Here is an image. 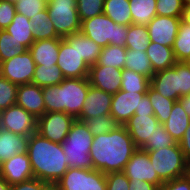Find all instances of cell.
Returning a JSON list of instances; mask_svg holds the SVG:
<instances>
[{"label":"cell","mask_w":190,"mask_h":190,"mask_svg":"<svg viewBox=\"0 0 190 190\" xmlns=\"http://www.w3.org/2000/svg\"><path fill=\"white\" fill-rule=\"evenodd\" d=\"M77 33L60 41L57 65L65 78H88L90 67L77 51Z\"/></svg>","instance_id":"obj_8"},{"label":"cell","mask_w":190,"mask_h":190,"mask_svg":"<svg viewBox=\"0 0 190 190\" xmlns=\"http://www.w3.org/2000/svg\"><path fill=\"white\" fill-rule=\"evenodd\" d=\"M80 21L103 13L105 0H76Z\"/></svg>","instance_id":"obj_42"},{"label":"cell","mask_w":190,"mask_h":190,"mask_svg":"<svg viewBox=\"0 0 190 190\" xmlns=\"http://www.w3.org/2000/svg\"><path fill=\"white\" fill-rule=\"evenodd\" d=\"M80 32L101 48L107 45L125 47L128 26L116 24L102 13L81 21Z\"/></svg>","instance_id":"obj_5"},{"label":"cell","mask_w":190,"mask_h":190,"mask_svg":"<svg viewBox=\"0 0 190 190\" xmlns=\"http://www.w3.org/2000/svg\"><path fill=\"white\" fill-rule=\"evenodd\" d=\"M65 77L62 71L55 65H36L32 84L39 87L59 85Z\"/></svg>","instance_id":"obj_29"},{"label":"cell","mask_w":190,"mask_h":190,"mask_svg":"<svg viewBox=\"0 0 190 190\" xmlns=\"http://www.w3.org/2000/svg\"><path fill=\"white\" fill-rule=\"evenodd\" d=\"M178 101L182 104V107L190 117V95L183 96Z\"/></svg>","instance_id":"obj_53"},{"label":"cell","mask_w":190,"mask_h":190,"mask_svg":"<svg viewBox=\"0 0 190 190\" xmlns=\"http://www.w3.org/2000/svg\"><path fill=\"white\" fill-rule=\"evenodd\" d=\"M124 68L142 74L149 79L155 73L146 52L138 50L127 49Z\"/></svg>","instance_id":"obj_31"},{"label":"cell","mask_w":190,"mask_h":190,"mask_svg":"<svg viewBox=\"0 0 190 190\" xmlns=\"http://www.w3.org/2000/svg\"><path fill=\"white\" fill-rule=\"evenodd\" d=\"M89 87L88 78H65L59 85L42 87L45 113L65 112L77 119Z\"/></svg>","instance_id":"obj_3"},{"label":"cell","mask_w":190,"mask_h":190,"mask_svg":"<svg viewBox=\"0 0 190 190\" xmlns=\"http://www.w3.org/2000/svg\"><path fill=\"white\" fill-rule=\"evenodd\" d=\"M181 21L190 26V5L184 6Z\"/></svg>","instance_id":"obj_54"},{"label":"cell","mask_w":190,"mask_h":190,"mask_svg":"<svg viewBox=\"0 0 190 190\" xmlns=\"http://www.w3.org/2000/svg\"><path fill=\"white\" fill-rule=\"evenodd\" d=\"M103 13L116 24H132L129 0H105Z\"/></svg>","instance_id":"obj_27"},{"label":"cell","mask_w":190,"mask_h":190,"mask_svg":"<svg viewBox=\"0 0 190 190\" xmlns=\"http://www.w3.org/2000/svg\"><path fill=\"white\" fill-rule=\"evenodd\" d=\"M27 153L34 178L55 185L69 169L60 143L43 138L39 133L29 136Z\"/></svg>","instance_id":"obj_2"},{"label":"cell","mask_w":190,"mask_h":190,"mask_svg":"<svg viewBox=\"0 0 190 190\" xmlns=\"http://www.w3.org/2000/svg\"><path fill=\"white\" fill-rule=\"evenodd\" d=\"M150 86L164 98L175 101L181 98L179 95L178 75L174 67L155 72L150 78Z\"/></svg>","instance_id":"obj_21"},{"label":"cell","mask_w":190,"mask_h":190,"mask_svg":"<svg viewBox=\"0 0 190 190\" xmlns=\"http://www.w3.org/2000/svg\"><path fill=\"white\" fill-rule=\"evenodd\" d=\"M112 96L90 85L81 114L77 119L84 122L87 118L110 114Z\"/></svg>","instance_id":"obj_19"},{"label":"cell","mask_w":190,"mask_h":190,"mask_svg":"<svg viewBox=\"0 0 190 190\" xmlns=\"http://www.w3.org/2000/svg\"><path fill=\"white\" fill-rule=\"evenodd\" d=\"M63 38H52L35 41L28 49L36 65H55L58 61L60 41Z\"/></svg>","instance_id":"obj_22"},{"label":"cell","mask_w":190,"mask_h":190,"mask_svg":"<svg viewBox=\"0 0 190 190\" xmlns=\"http://www.w3.org/2000/svg\"><path fill=\"white\" fill-rule=\"evenodd\" d=\"M84 123L93 136L108 133L120 125L110 114L87 118Z\"/></svg>","instance_id":"obj_39"},{"label":"cell","mask_w":190,"mask_h":190,"mask_svg":"<svg viewBox=\"0 0 190 190\" xmlns=\"http://www.w3.org/2000/svg\"><path fill=\"white\" fill-rule=\"evenodd\" d=\"M14 4L16 13L26 16L28 19L47 8V2L44 0H16Z\"/></svg>","instance_id":"obj_43"},{"label":"cell","mask_w":190,"mask_h":190,"mask_svg":"<svg viewBox=\"0 0 190 190\" xmlns=\"http://www.w3.org/2000/svg\"><path fill=\"white\" fill-rule=\"evenodd\" d=\"M132 24L147 25L156 15V0H129Z\"/></svg>","instance_id":"obj_28"},{"label":"cell","mask_w":190,"mask_h":190,"mask_svg":"<svg viewBox=\"0 0 190 190\" xmlns=\"http://www.w3.org/2000/svg\"><path fill=\"white\" fill-rule=\"evenodd\" d=\"M75 118L65 112H48L38 118L37 133L52 142L62 144Z\"/></svg>","instance_id":"obj_12"},{"label":"cell","mask_w":190,"mask_h":190,"mask_svg":"<svg viewBox=\"0 0 190 190\" xmlns=\"http://www.w3.org/2000/svg\"><path fill=\"white\" fill-rule=\"evenodd\" d=\"M18 85L0 75V111L16 104Z\"/></svg>","instance_id":"obj_41"},{"label":"cell","mask_w":190,"mask_h":190,"mask_svg":"<svg viewBox=\"0 0 190 190\" xmlns=\"http://www.w3.org/2000/svg\"><path fill=\"white\" fill-rule=\"evenodd\" d=\"M127 48L123 46L107 45L101 49L98 61L92 66H106L124 69Z\"/></svg>","instance_id":"obj_32"},{"label":"cell","mask_w":190,"mask_h":190,"mask_svg":"<svg viewBox=\"0 0 190 190\" xmlns=\"http://www.w3.org/2000/svg\"><path fill=\"white\" fill-rule=\"evenodd\" d=\"M16 104L33 114L36 118L45 113L42 87L30 84L18 85Z\"/></svg>","instance_id":"obj_20"},{"label":"cell","mask_w":190,"mask_h":190,"mask_svg":"<svg viewBox=\"0 0 190 190\" xmlns=\"http://www.w3.org/2000/svg\"><path fill=\"white\" fill-rule=\"evenodd\" d=\"M106 190H129L130 180L123 171L105 174Z\"/></svg>","instance_id":"obj_46"},{"label":"cell","mask_w":190,"mask_h":190,"mask_svg":"<svg viewBox=\"0 0 190 190\" xmlns=\"http://www.w3.org/2000/svg\"><path fill=\"white\" fill-rule=\"evenodd\" d=\"M159 124L154 114H134L124 125L135 145L140 148L147 139H151Z\"/></svg>","instance_id":"obj_18"},{"label":"cell","mask_w":190,"mask_h":190,"mask_svg":"<svg viewBox=\"0 0 190 190\" xmlns=\"http://www.w3.org/2000/svg\"><path fill=\"white\" fill-rule=\"evenodd\" d=\"M123 172L129 180L138 181L139 179L150 182L158 187L164 183L154 170L148 152L140 148H137L133 153Z\"/></svg>","instance_id":"obj_13"},{"label":"cell","mask_w":190,"mask_h":190,"mask_svg":"<svg viewBox=\"0 0 190 190\" xmlns=\"http://www.w3.org/2000/svg\"><path fill=\"white\" fill-rule=\"evenodd\" d=\"M47 12L56 33L64 38L80 32L81 21L76 0H49Z\"/></svg>","instance_id":"obj_7"},{"label":"cell","mask_w":190,"mask_h":190,"mask_svg":"<svg viewBox=\"0 0 190 190\" xmlns=\"http://www.w3.org/2000/svg\"><path fill=\"white\" fill-rule=\"evenodd\" d=\"M177 71L179 82V95H190V64L188 62H176L173 66Z\"/></svg>","instance_id":"obj_45"},{"label":"cell","mask_w":190,"mask_h":190,"mask_svg":"<svg viewBox=\"0 0 190 190\" xmlns=\"http://www.w3.org/2000/svg\"><path fill=\"white\" fill-rule=\"evenodd\" d=\"M90 85L109 94H116L122 83V69L106 66H90Z\"/></svg>","instance_id":"obj_17"},{"label":"cell","mask_w":190,"mask_h":190,"mask_svg":"<svg viewBox=\"0 0 190 190\" xmlns=\"http://www.w3.org/2000/svg\"><path fill=\"white\" fill-rule=\"evenodd\" d=\"M34 42L38 40L61 38L55 31L52 21L49 19L47 8L39 12L31 19Z\"/></svg>","instance_id":"obj_30"},{"label":"cell","mask_w":190,"mask_h":190,"mask_svg":"<svg viewBox=\"0 0 190 190\" xmlns=\"http://www.w3.org/2000/svg\"><path fill=\"white\" fill-rule=\"evenodd\" d=\"M5 31L27 50L34 43L31 21L19 13L15 14L13 21Z\"/></svg>","instance_id":"obj_26"},{"label":"cell","mask_w":190,"mask_h":190,"mask_svg":"<svg viewBox=\"0 0 190 190\" xmlns=\"http://www.w3.org/2000/svg\"><path fill=\"white\" fill-rule=\"evenodd\" d=\"M189 124L190 117L182 107V104L179 101H175L168 120L163 124L165 130L176 143H179Z\"/></svg>","instance_id":"obj_24"},{"label":"cell","mask_w":190,"mask_h":190,"mask_svg":"<svg viewBox=\"0 0 190 190\" xmlns=\"http://www.w3.org/2000/svg\"><path fill=\"white\" fill-rule=\"evenodd\" d=\"M0 190H11V185L0 175Z\"/></svg>","instance_id":"obj_55"},{"label":"cell","mask_w":190,"mask_h":190,"mask_svg":"<svg viewBox=\"0 0 190 190\" xmlns=\"http://www.w3.org/2000/svg\"><path fill=\"white\" fill-rule=\"evenodd\" d=\"M159 190H190V172L185 176L164 182Z\"/></svg>","instance_id":"obj_48"},{"label":"cell","mask_w":190,"mask_h":190,"mask_svg":"<svg viewBox=\"0 0 190 190\" xmlns=\"http://www.w3.org/2000/svg\"><path fill=\"white\" fill-rule=\"evenodd\" d=\"M150 79L130 69H122V83L120 90L126 92L147 93Z\"/></svg>","instance_id":"obj_35"},{"label":"cell","mask_w":190,"mask_h":190,"mask_svg":"<svg viewBox=\"0 0 190 190\" xmlns=\"http://www.w3.org/2000/svg\"><path fill=\"white\" fill-rule=\"evenodd\" d=\"M49 186L50 184L47 182L39 180L38 178H32L12 185L11 190H46Z\"/></svg>","instance_id":"obj_49"},{"label":"cell","mask_w":190,"mask_h":190,"mask_svg":"<svg viewBox=\"0 0 190 190\" xmlns=\"http://www.w3.org/2000/svg\"><path fill=\"white\" fill-rule=\"evenodd\" d=\"M16 14L15 4L9 0H0V30H5Z\"/></svg>","instance_id":"obj_47"},{"label":"cell","mask_w":190,"mask_h":190,"mask_svg":"<svg viewBox=\"0 0 190 190\" xmlns=\"http://www.w3.org/2000/svg\"><path fill=\"white\" fill-rule=\"evenodd\" d=\"M0 175L12 186L34 178L28 153L12 156L0 165Z\"/></svg>","instance_id":"obj_15"},{"label":"cell","mask_w":190,"mask_h":190,"mask_svg":"<svg viewBox=\"0 0 190 190\" xmlns=\"http://www.w3.org/2000/svg\"><path fill=\"white\" fill-rule=\"evenodd\" d=\"M178 144L181 147L184 158L190 163V124Z\"/></svg>","instance_id":"obj_50"},{"label":"cell","mask_w":190,"mask_h":190,"mask_svg":"<svg viewBox=\"0 0 190 190\" xmlns=\"http://www.w3.org/2000/svg\"><path fill=\"white\" fill-rule=\"evenodd\" d=\"M35 62L29 50L0 63V75L16 85L32 83Z\"/></svg>","instance_id":"obj_11"},{"label":"cell","mask_w":190,"mask_h":190,"mask_svg":"<svg viewBox=\"0 0 190 190\" xmlns=\"http://www.w3.org/2000/svg\"><path fill=\"white\" fill-rule=\"evenodd\" d=\"M146 94L153 107L154 116L158 119L160 124H164L170 116L175 100L164 98L151 86H149Z\"/></svg>","instance_id":"obj_36"},{"label":"cell","mask_w":190,"mask_h":190,"mask_svg":"<svg viewBox=\"0 0 190 190\" xmlns=\"http://www.w3.org/2000/svg\"><path fill=\"white\" fill-rule=\"evenodd\" d=\"M184 6L190 5V0H182Z\"/></svg>","instance_id":"obj_56"},{"label":"cell","mask_w":190,"mask_h":190,"mask_svg":"<svg viewBox=\"0 0 190 190\" xmlns=\"http://www.w3.org/2000/svg\"><path fill=\"white\" fill-rule=\"evenodd\" d=\"M37 122L38 118L17 104L0 111V128L17 135L36 133Z\"/></svg>","instance_id":"obj_10"},{"label":"cell","mask_w":190,"mask_h":190,"mask_svg":"<svg viewBox=\"0 0 190 190\" xmlns=\"http://www.w3.org/2000/svg\"><path fill=\"white\" fill-rule=\"evenodd\" d=\"M175 144L176 141L165 130L163 124H159L157 129H155V132L152 135L151 139H147V141L140 147V149L158 150L161 148L174 146Z\"/></svg>","instance_id":"obj_40"},{"label":"cell","mask_w":190,"mask_h":190,"mask_svg":"<svg viewBox=\"0 0 190 190\" xmlns=\"http://www.w3.org/2000/svg\"><path fill=\"white\" fill-rule=\"evenodd\" d=\"M137 148L125 125L94 136L90 149L93 169L104 174L124 171Z\"/></svg>","instance_id":"obj_1"},{"label":"cell","mask_w":190,"mask_h":190,"mask_svg":"<svg viewBox=\"0 0 190 190\" xmlns=\"http://www.w3.org/2000/svg\"><path fill=\"white\" fill-rule=\"evenodd\" d=\"M135 114H154L153 107L149 101L147 94L141 99L139 109L135 110Z\"/></svg>","instance_id":"obj_52"},{"label":"cell","mask_w":190,"mask_h":190,"mask_svg":"<svg viewBox=\"0 0 190 190\" xmlns=\"http://www.w3.org/2000/svg\"><path fill=\"white\" fill-rule=\"evenodd\" d=\"M55 186L57 190H106V177L95 169L69 168Z\"/></svg>","instance_id":"obj_9"},{"label":"cell","mask_w":190,"mask_h":190,"mask_svg":"<svg viewBox=\"0 0 190 190\" xmlns=\"http://www.w3.org/2000/svg\"><path fill=\"white\" fill-rule=\"evenodd\" d=\"M180 23L181 18L156 15L147 24L150 42L172 48L178 34Z\"/></svg>","instance_id":"obj_14"},{"label":"cell","mask_w":190,"mask_h":190,"mask_svg":"<svg viewBox=\"0 0 190 190\" xmlns=\"http://www.w3.org/2000/svg\"><path fill=\"white\" fill-rule=\"evenodd\" d=\"M13 38L5 30H0V63L20 55L27 50Z\"/></svg>","instance_id":"obj_38"},{"label":"cell","mask_w":190,"mask_h":190,"mask_svg":"<svg viewBox=\"0 0 190 190\" xmlns=\"http://www.w3.org/2000/svg\"><path fill=\"white\" fill-rule=\"evenodd\" d=\"M145 151L148 152L150 162L163 182L185 176L190 172V163L184 158L178 143L158 150Z\"/></svg>","instance_id":"obj_6"},{"label":"cell","mask_w":190,"mask_h":190,"mask_svg":"<svg viewBox=\"0 0 190 190\" xmlns=\"http://www.w3.org/2000/svg\"><path fill=\"white\" fill-rule=\"evenodd\" d=\"M46 190H57L55 185H50Z\"/></svg>","instance_id":"obj_57"},{"label":"cell","mask_w":190,"mask_h":190,"mask_svg":"<svg viewBox=\"0 0 190 190\" xmlns=\"http://www.w3.org/2000/svg\"><path fill=\"white\" fill-rule=\"evenodd\" d=\"M29 136H21L0 128V165L19 153H27Z\"/></svg>","instance_id":"obj_23"},{"label":"cell","mask_w":190,"mask_h":190,"mask_svg":"<svg viewBox=\"0 0 190 190\" xmlns=\"http://www.w3.org/2000/svg\"><path fill=\"white\" fill-rule=\"evenodd\" d=\"M93 137L87 125L75 119L61 144L69 168L93 169L90 156Z\"/></svg>","instance_id":"obj_4"},{"label":"cell","mask_w":190,"mask_h":190,"mask_svg":"<svg viewBox=\"0 0 190 190\" xmlns=\"http://www.w3.org/2000/svg\"><path fill=\"white\" fill-rule=\"evenodd\" d=\"M77 51L90 67L97 63L101 53V47L81 32H77Z\"/></svg>","instance_id":"obj_37"},{"label":"cell","mask_w":190,"mask_h":190,"mask_svg":"<svg viewBox=\"0 0 190 190\" xmlns=\"http://www.w3.org/2000/svg\"><path fill=\"white\" fill-rule=\"evenodd\" d=\"M146 54L151 62L154 72L173 67L177 62L173 49L169 46L149 42Z\"/></svg>","instance_id":"obj_25"},{"label":"cell","mask_w":190,"mask_h":190,"mask_svg":"<svg viewBox=\"0 0 190 190\" xmlns=\"http://www.w3.org/2000/svg\"><path fill=\"white\" fill-rule=\"evenodd\" d=\"M150 37L147 25L131 24L128 26L125 47L130 50L146 52Z\"/></svg>","instance_id":"obj_33"},{"label":"cell","mask_w":190,"mask_h":190,"mask_svg":"<svg viewBox=\"0 0 190 190\" xmlns=\"http://www.w3.org/2000/svg\"><path fill=\"white\" fill-rule=\"evenodd\" d=\"M146 93H134L119 90L112 96L110 115L120 124L124 125L139 109L141 99Z\"/></svg>","instance_id":"obj_16"},{"label":"cell","mask_w":190,"mask_h":190,"mask_svg":"<svg viewBox=\"0 0 190 190\" xmlns=\"http://www.w3.org/2000/svg\"><path fill=\"white\" fill-rule=\"evenodd\" d=\"M129 190H159V187L138 179V181L130 180Z\"/></svg>","instance_id":"obj_51"},{"label":"cell","mask_w":190,"mask_h":190,"mask_svg":"<svg viewBox=\"0 0 190 190\" xmlns=\"http://www.w3.org/2000/svg\"><path fill=\"white\" fill-rule=\"evenodd\" d=\"M172 49L177 62L190 60V26L183 21L180 23Z\"/></svg>","instance_id":"obj_34"},{"label":"cell","mask_w":190,"mask_h":190,"mask_svg":"<svg viewBox=\"0 0 190 190\" xmlns=\"http://www.w3.org/2000/svg\"><path fill=\"white\" fill-rule=\"evenodd\" d=\"M157 15L181 18L184 5L182 0H156Z\"/></svg>","instance_id":"obj_44"}]
</instances>
